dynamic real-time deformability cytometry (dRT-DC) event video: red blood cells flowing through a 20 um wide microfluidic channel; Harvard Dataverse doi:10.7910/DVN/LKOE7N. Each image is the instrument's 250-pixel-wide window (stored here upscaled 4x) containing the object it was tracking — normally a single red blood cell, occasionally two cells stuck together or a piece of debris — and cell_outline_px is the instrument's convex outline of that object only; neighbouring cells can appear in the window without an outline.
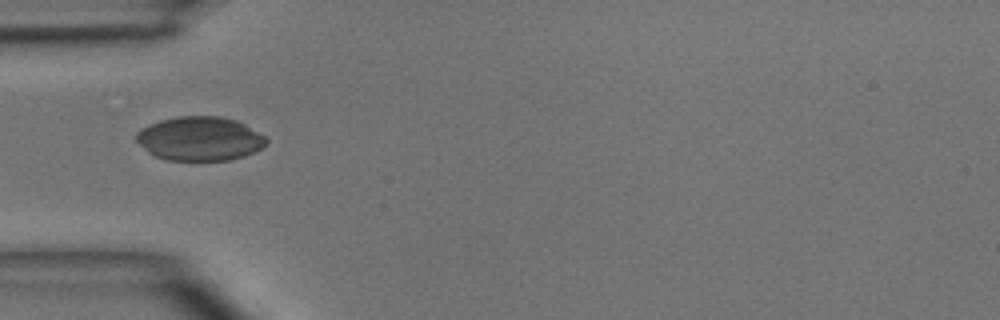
{"species": "common noctule bat (a hibernating species)", "species_latin": "Nyctalus noctula", "temperature_condition": "room temperature", "stored_images_in_passage": 3, "camera_frame_rate_fps": 3000, "um_per_image_px": 0.085, "animal": {"sex": "male", "body_mass_g": 15.6}, "frame": {"image": 1, "passage_image": 1, "time_ms": 0.0, "image_size_px": [1000, 320], "cell_outline_px": [[268, 144], [244, 156], [232, 160], [164, 160], [148, 152], [136, 140], [136, 132], [140, 128], [148, 124], [160, 120], [180, 116], [220, 116], [236, 120], [244, 124], [264, 136], [268, 140]], "centroid_in_image_um": [16.96, 11.78], "position_along_channel_um": 68.0, "area_um2": 33.35}}
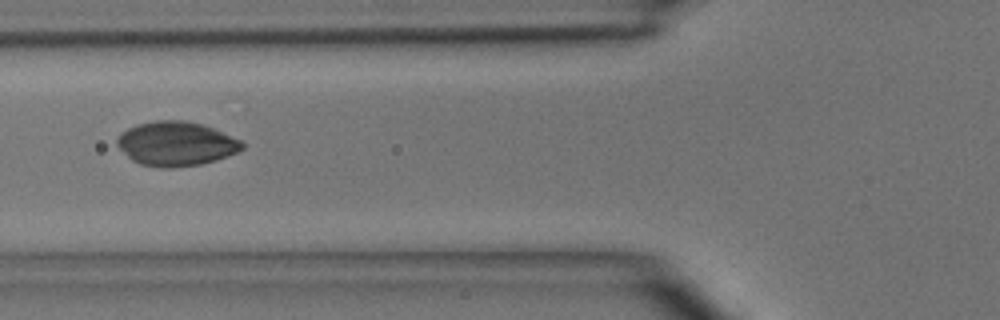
{"frame": {"image": 2, "passage_image": 2, "time_ms": 1.0, "image_size_px": [1000, 320], "cell_outline_px": [[244, 148], [236, 152], [216, 160], [200, 164], [172, 168], [160, 168], [140, 164], [132, 160], [116, 144], [116, 140], [120, 132], [136, 124], [156, 120], [184, 120], [204, 124], [240, 140], [244, 144]], "centroid_in_image_um": [14.94, 12.21], "position_along_channel_um": 110.9, "area_um2": 32.31}}